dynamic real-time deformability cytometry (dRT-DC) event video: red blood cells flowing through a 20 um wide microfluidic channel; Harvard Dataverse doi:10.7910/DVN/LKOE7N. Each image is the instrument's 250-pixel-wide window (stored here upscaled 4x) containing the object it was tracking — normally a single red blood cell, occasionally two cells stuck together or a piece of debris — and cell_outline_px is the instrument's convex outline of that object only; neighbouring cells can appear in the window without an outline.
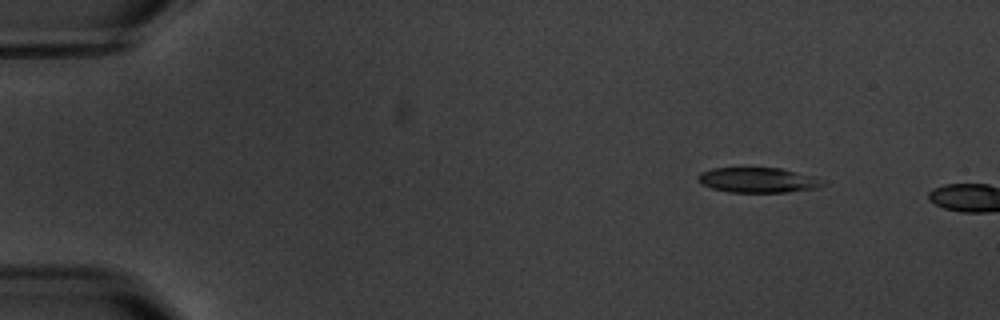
{"species": "common noctule bat (a hibernating species)", "species_latin": "Nyctalus noctula", "temperature_condition": "warm", "stored_images_in_passage": 2, "camera_frame_rate_fps": 3000, "um_per_image_px": 0.085, "animal": {"sex": "male", "body_mass_g": 20.1, "forearm_length_mm": 53.5}, "frame": {"image": 1, "passage_image": 1, "time_ms": 0.0, "image_size_px": [1000, 320], "cell_outline_px": [[828, 184], [816, 188], [784, 192], [728, 192], [712, 188], [700, 184], [696, 180], [696, 176], [700, 172], [712, 168], [780, 168]], "centroid_in_image_um": [64.24, 15.32], "position_along_channel_um": 20.8, "area_um2": 17.74}}